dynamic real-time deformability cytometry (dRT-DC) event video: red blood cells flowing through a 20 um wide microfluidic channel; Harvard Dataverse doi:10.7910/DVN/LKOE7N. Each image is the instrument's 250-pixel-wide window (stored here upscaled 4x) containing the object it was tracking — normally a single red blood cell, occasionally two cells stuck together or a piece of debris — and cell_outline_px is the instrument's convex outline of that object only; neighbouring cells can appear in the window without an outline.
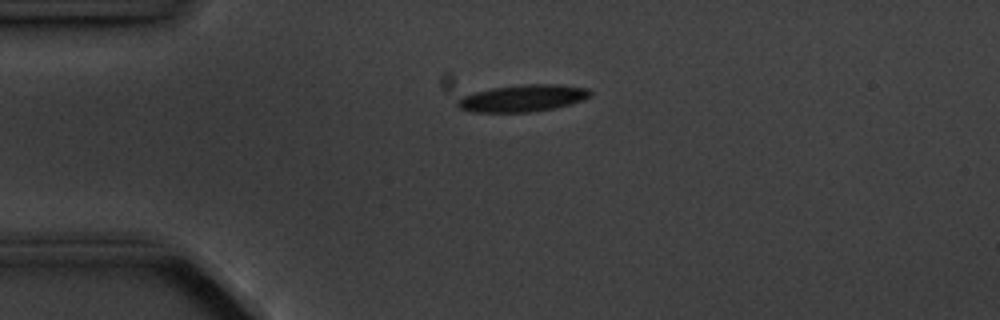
{"species": "common noctule bat (a hibernating species)", "species_latin": "Nyctalus noctula", "temperature_condition": "cold", "stored_images_in_passage": 3, "camera_frame_rate_fps": 3000, "um_per_image_px": 0.085, "animal": {"sex": "male", "body_mass_g": 20.1, "forearm_length_mm": 53.5}, "frame": {"image": 1, "passage_image": 1, "time_ms": 0.0, "image_size_px": [1000, 320], "cell_outline_px": [[592, 96], [584, 100], [552, 108], [528, 112], [472, 112], [456, 108], [456, 100], [464, 96], [476, 92], [492, 88], [524, 84], [560, 84], [588, 88], [592, 92]], "centroid_in_image_um": [44.43, 8.34], "position_along_channel_um": 40.6, "area_um2": 20.87}}